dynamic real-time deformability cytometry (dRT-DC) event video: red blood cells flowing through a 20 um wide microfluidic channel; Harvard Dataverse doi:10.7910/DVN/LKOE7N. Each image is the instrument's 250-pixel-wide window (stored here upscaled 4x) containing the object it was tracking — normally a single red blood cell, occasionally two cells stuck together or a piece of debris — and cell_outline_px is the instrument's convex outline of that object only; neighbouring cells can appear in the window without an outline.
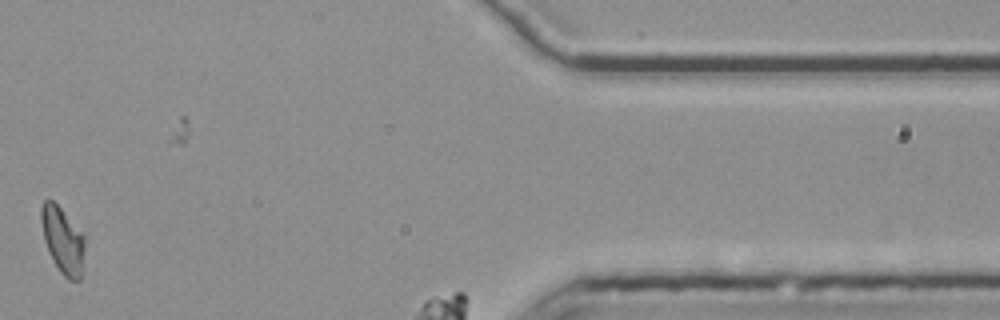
{"species": "common noctule bat (a hibernating species)", "species_latin": "Nyctalus noctula", "temperature_condition": "room temperature", "stored_images_in_passage": 49, "camera_frame_rate_fps": 3000, "um_per_image_px": 0.085, "animal": {"sex": "female", "body_mass_g": 25.1}, "frame": {"image": 1, "passage_image": 44, "time_ms": 14.333, "image_size_px": [1000, 320], "cell_outline_px": [[84, 248], [80, 280], [68, 280], [60, 272], [52, 260], [48, 252], [44, 240], [40, 216], [40, 208], [44, 200], [52, 200], [60, 208], [84, 236]], "centroid_in_image_um": [5.3, 20.44], "position_along_channel_um": 406.1, "area_um2": 16.59}}